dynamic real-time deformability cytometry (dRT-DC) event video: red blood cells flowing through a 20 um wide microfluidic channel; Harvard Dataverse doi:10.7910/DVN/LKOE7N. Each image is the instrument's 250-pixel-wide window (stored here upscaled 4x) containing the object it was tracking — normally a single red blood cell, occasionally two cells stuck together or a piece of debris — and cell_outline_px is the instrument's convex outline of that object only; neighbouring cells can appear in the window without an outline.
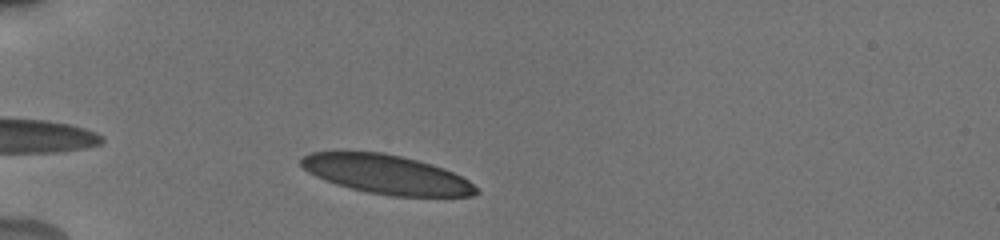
{"species": "human", "species_latin": "Homo sapiens", "temperature_condition": "cold", "stored_images_in_passage": 36, "camera_frame_rate_fps": 3000, "um_per_image_px": 0.085, "donor": {"sex": "male"}, "frame": {"image": 1, "passage_image": 3, "time_ms": 0.667, "image_size_px": [1000, 240], "cell_outline_px": [[480, 192], [472, 196], [392, 196], [368, 192], [336, 184], [316, 176], [308, 172], [300, 164], [300, 160], [304, 156], [312, 152], [380, 152], [400, 156], [432, 164], [444, 168], [468, 180]], "centroid_in_image_um": [32.86, 14.83], "position_along_channel_um": 52.1, "area_um2": 39.3}}
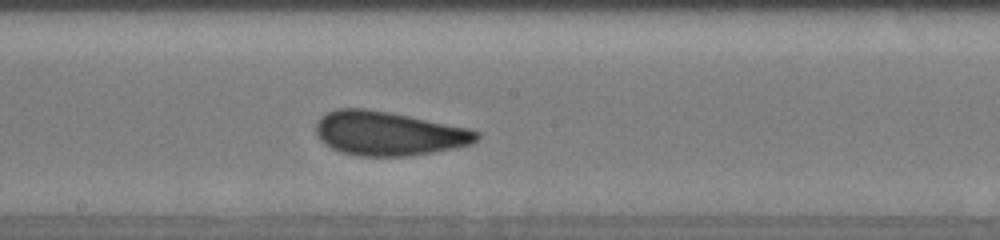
{"frame": {"image": 2, "passage_image": 18, "time_ms": 5.667, "image_size_px": [1000, 240], "cell_outline_px": [[480, 136], [472, 144], [432, 152], [408, 156], [360, 156], [340, 152], [324, 144], [320, 140], [316, 132], [316, 120], [320, 116], [336, 108], [364, 108], [388, 112], [468, 128], [480, 132]], "centroid_in_image_um": [32.98, 11.34], "position_along_channel_um": 215.2, "area_um2": 41.15}}
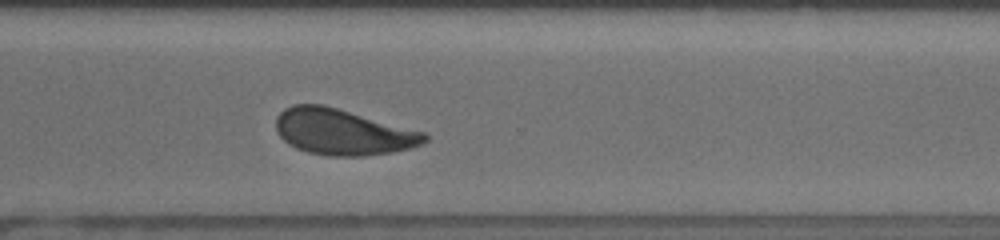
{"frame": {"image": 3, "passage_image": 28, "time_ms": 9.0, "image_size_px": [1000, 240], "cell_outline_px": [[428, 140], [420, 144], [408, 148], [392, 152], [364, 156], [328, 156], [308, 152], [296, 148], [288, 144], [280, 136], [276, 128], [276, 116], [284, 108], [292, 104], [324, 104], [428, 132]], "centroid_in_image_um": [29.15, 11.2], "position_along_channel_um": 341.5, "area_um2": 40.23}, "authors_computed_cell_mechanics": {"area_um2": 40.46, "velocity_mm_per_s": 3.7924, "shape_relaxation_time_tau1_ms": 3.5257, "shape_relaxation_time_tau2_ms": 0.8124, "deformation_change_tau1": 0.1294, "deformation_change_tau2": 0.0749}}